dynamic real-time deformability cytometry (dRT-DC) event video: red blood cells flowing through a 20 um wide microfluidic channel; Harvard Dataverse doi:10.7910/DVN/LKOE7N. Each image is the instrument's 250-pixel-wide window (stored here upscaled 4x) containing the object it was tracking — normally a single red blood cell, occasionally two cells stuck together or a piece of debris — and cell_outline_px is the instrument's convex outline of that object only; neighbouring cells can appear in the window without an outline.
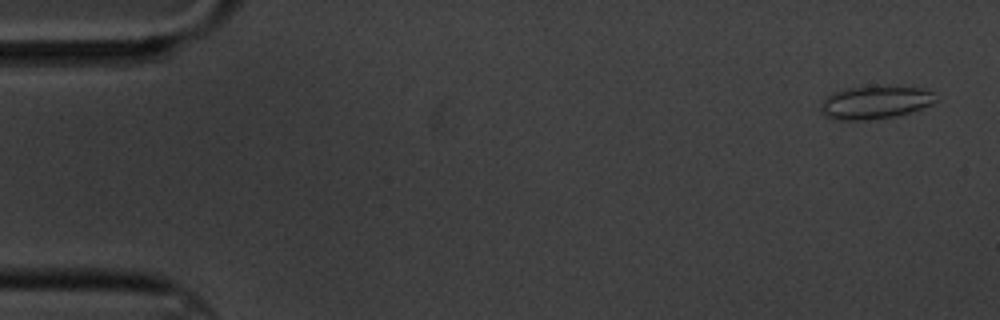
{"species": "common noctule bat (a hibernating species)", "species_latin": "Nyctalus noctula", "temperature_condition": "cold", "stored_images_in_passage": 6, "camera_frame_rate_fps": 3000, "um_per_image_px": 0.085, "animal": {"sex": "male", "body_mass_g": 20.1, "forearm_length_mm": 53.5}, "frame": {"image": 1, "passage_image": 1, "time_ms": 0.0, "image_size_px": [1000, 320], "cell_outline_px": [[936, 100], [932, 104], [908, 112], [892, 116], [864, 120], [840, 120], [824, 116], [820, 112], [820, 104], [824, 96], [832, 92], [848, 88], [920, 88], [932, 92]], "centroid_in_image_um": [74.27, 8.73], "position_along_channel_um": 10.7, "area_um2": 21.39}}
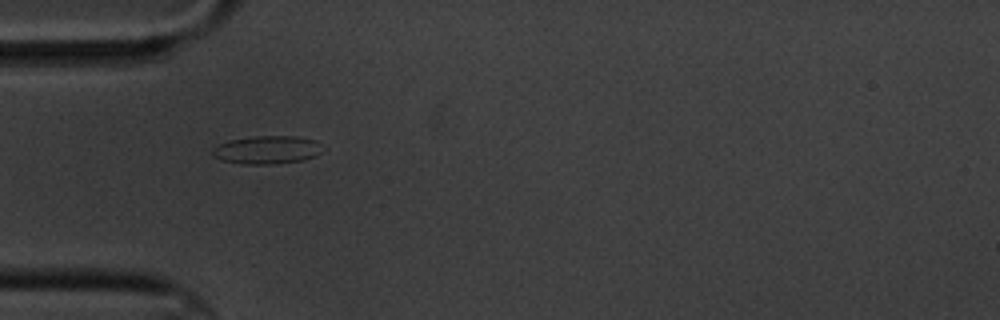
{"frame": {"image": 2, "passage_image": 5, "time_ms": 5.0, "image_size_px": [1000, 320], "cell_outline_px": [[320, 152], [316, 156], [304, 160], [272, 164], [240, 164], [220, 160], [212, 156], [212, 148], [228, 140], [256, 136], [296, 136], [316, 140]], "centroid_in_image_um": [22.64, 12.74], "position_along_channel_um": 62.4, "area_um2": 18.03}}
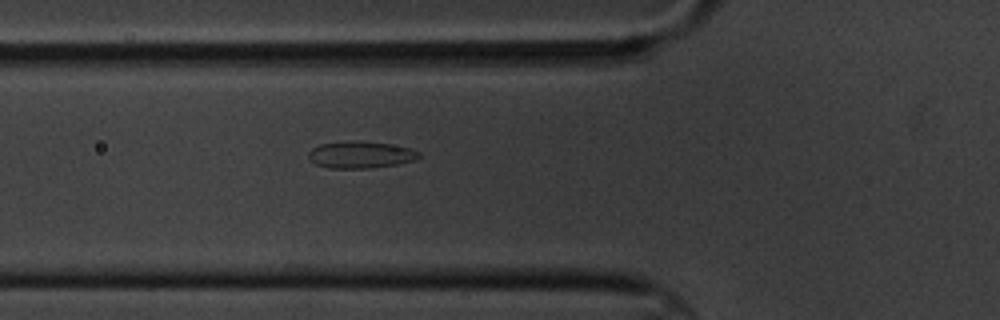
{"frame": {"image": 3, "passage_image": 6, "time_ms": 6.0, "image_size_px": [1000, 320], "cell_outline_px": [[420, 156], [416, 160], [396, 164], [368, 168], [328, 168], [316, 164], [308, 160], [308, 152], [312, 148], [320, 144], [360, 140], [388, 144], [412, 148], [420, 152]], "centroid_in_image_um": [30.64, 13.15], "position_along_channel_um": 95.2, "area_um2": 17.34}}